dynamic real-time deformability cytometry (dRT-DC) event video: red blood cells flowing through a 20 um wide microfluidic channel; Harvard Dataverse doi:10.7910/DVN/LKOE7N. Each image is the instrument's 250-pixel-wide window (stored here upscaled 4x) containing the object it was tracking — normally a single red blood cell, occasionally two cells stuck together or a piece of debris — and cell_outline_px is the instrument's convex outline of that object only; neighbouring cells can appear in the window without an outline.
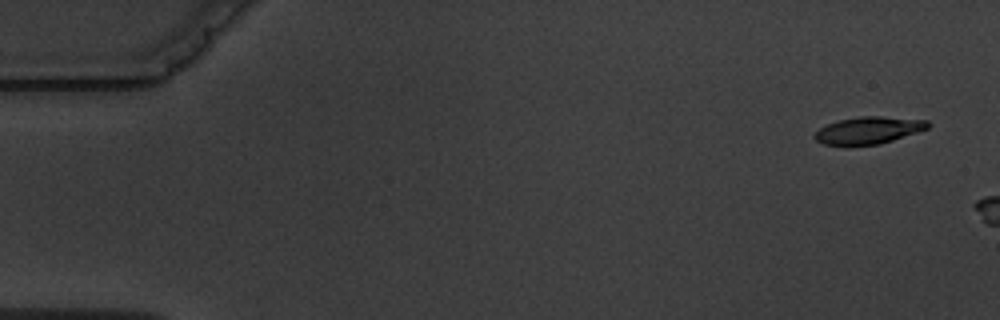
{"species": "common noctule bat (a hibernating species)", "species_latin": "Nyctalus noctula", "temperature_condition": "warm", "stored_images_in_passage": 2, "camera_frame_rate_fps": 3000, "um_per_image_px": 0.085, "animal": {"sex": "male", "body_mass_g": 19.5, "forearm_length_mm": 54.6}, "frame": {"image": 1, "passage_image": 1, "time_ms": 0.0, "image_size_px": [1000, 320], "cell_outline_px": [[932, 124], [928, 128], [880, 144], [844, 148], [824, 144], [816, 140], [812, 136], [820, 128], [828, 124], [840, 120], [860, 116], [880, 116], [928, 120]], "centroid_in_image_um": [73.78, 11.11], "position_along_channel_um": 11.2, "area_um2": 18.32}}